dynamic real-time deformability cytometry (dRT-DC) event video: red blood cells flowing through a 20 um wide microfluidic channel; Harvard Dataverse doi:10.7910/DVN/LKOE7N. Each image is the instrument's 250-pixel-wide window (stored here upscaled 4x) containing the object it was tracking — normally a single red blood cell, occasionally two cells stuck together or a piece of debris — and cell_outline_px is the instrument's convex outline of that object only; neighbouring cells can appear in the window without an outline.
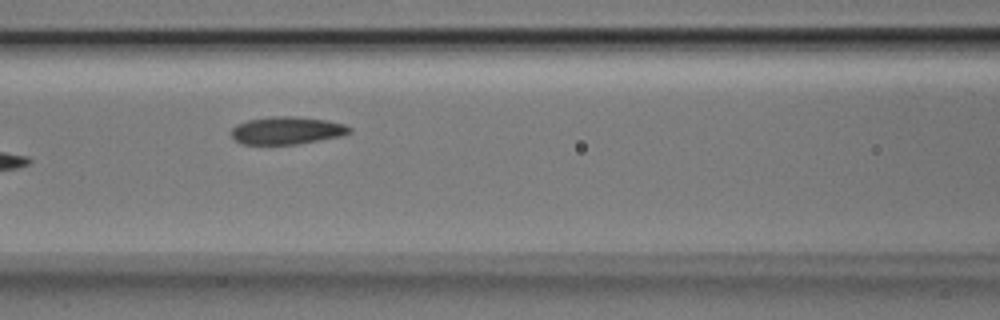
{"species": "Egyptian fruit bat (a non-hibernating species)", "species_latin": "Rousettus aegyptiacus", "temperature_condition": "room temperature", "stored_images_in_passage": 8, "segment_of_instrument_passage": [1, 2], "camera_frame_rate_fps": 3000, "um_per_image_px": 0.085, "animal": {"sex": "male"}, "frame": {"image": 1, "passage_image": 6, "time_ms": 1.667, "image_size_px": [1000, 320], "cell_outline_px": [[352, 132], [340, 136], [320, 140], [296, 144], [240, 144], [232, 136], [232, 128], [236, 124], [248, 120], [276, 116], [296, 116], [328, 120], [344, 124], [352, 128]], "centroid_in_image_um": [24.4, 11.08], "position_along_channel_um": 142.2, "area_um2": 19.02}}
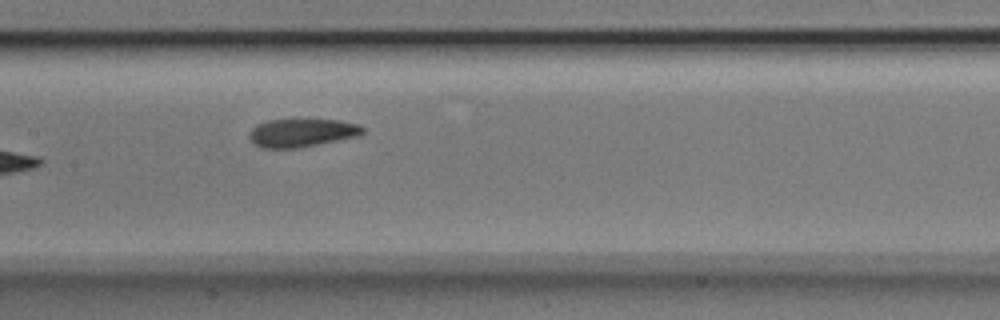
{"frame": {"image": 2, "passage_image": 7, "time_ms": 2.0, "image_size_px": [1000, 320], "cell_outline_px": [[364, 132], [360, 136], [300, 148], [260, 148], [252, 144], [248, 136], [248, 132], [256, 124], [268, 120], [292, 116], [340, 120], [360, 124], [364, 128]], "centroid_in_image_um": [25.63, 11.24], "position_along_channel_um": 181.8, "area_um2": 20.06}}